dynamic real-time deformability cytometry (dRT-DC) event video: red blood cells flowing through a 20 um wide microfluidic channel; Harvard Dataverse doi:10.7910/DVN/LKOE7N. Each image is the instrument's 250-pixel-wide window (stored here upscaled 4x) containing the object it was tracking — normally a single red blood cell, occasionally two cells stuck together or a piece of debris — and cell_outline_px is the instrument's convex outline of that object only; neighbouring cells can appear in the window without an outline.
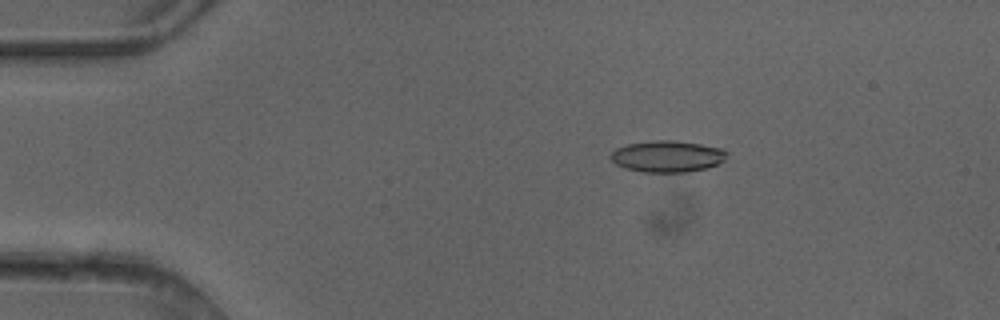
{"species": "common noctule bat (a hibernating species)", "species_latin": "Nyctalus noctula", "temperature_condition": "cold", "stored_images_in_passage": 6, "camera_frame_rate_fps": 3000, "um_per_image_px": 0.085, "animal": {"sex": "female"}, "frame": {"image": 1, "passage_image": 3, "time_ms": 0.667, "image_size_px": [1000, 320], "cell_outline_px": [[728, 152], [724, 160], [708, 168], [688, 172], [644, 172], [624, 168], [616, 164], [608, 156], [616, 148], [628, 144], [656, 140], [672, 140], [700, 144], [720, 148]], "centroid_in_image_um": [56.71, 13.29], "position_along_channel_um": 28.3, "area_um2": 21.27}}
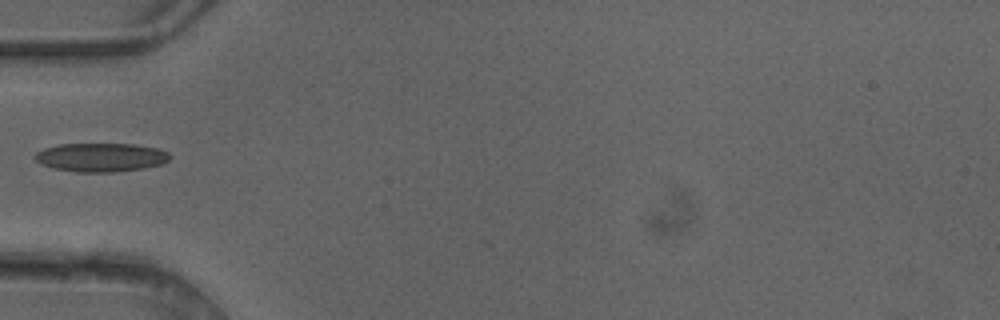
{"frame": {"image": 2, "passage_image": 5, "time_ms": 1.333, "image_size_px": [1000, 320], "cell_outline_px": [[172, 156], [164, 164], [144, 168], [116, 172], [76, 172], [52, 168], [40, 164], [36, 160], [36, 152], [44, 148], [60, 144], [136, 144], [160, 148], [168, 152]], "centroid_in_image_um": [8.62, 13.37], "position_along_channel_um": 76.4, "area_um2": 22.83}}
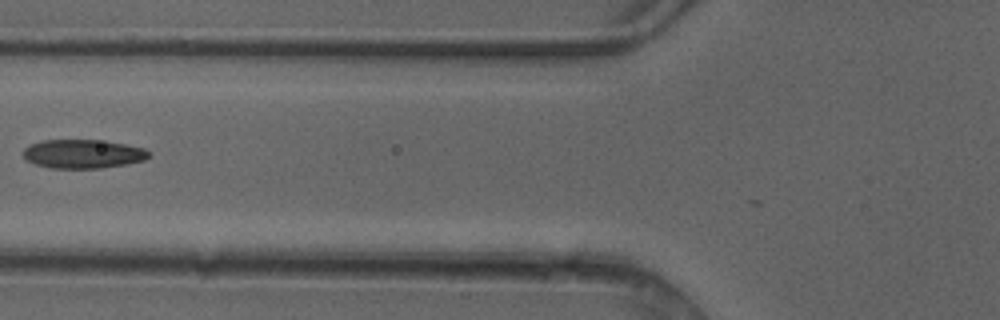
{"frame": {"image": 3, "passage_image": 6, "time_ms": 1.667, "image_size_px": [1000, 320], "cell_outline_px": [[152, 156], [144, 160], [128, 164], [100, 168], [52, 168], [36, 164], [28, 160], [24, 156], [24, 148], [28, 144], [44, 140], [96, 140], [124, 144], [144, 148], [152, 152]], "centroid_in_image_um": [7.09, 13.08], "position_along_channel_um": 118.7, "area_um2": 21.1}}